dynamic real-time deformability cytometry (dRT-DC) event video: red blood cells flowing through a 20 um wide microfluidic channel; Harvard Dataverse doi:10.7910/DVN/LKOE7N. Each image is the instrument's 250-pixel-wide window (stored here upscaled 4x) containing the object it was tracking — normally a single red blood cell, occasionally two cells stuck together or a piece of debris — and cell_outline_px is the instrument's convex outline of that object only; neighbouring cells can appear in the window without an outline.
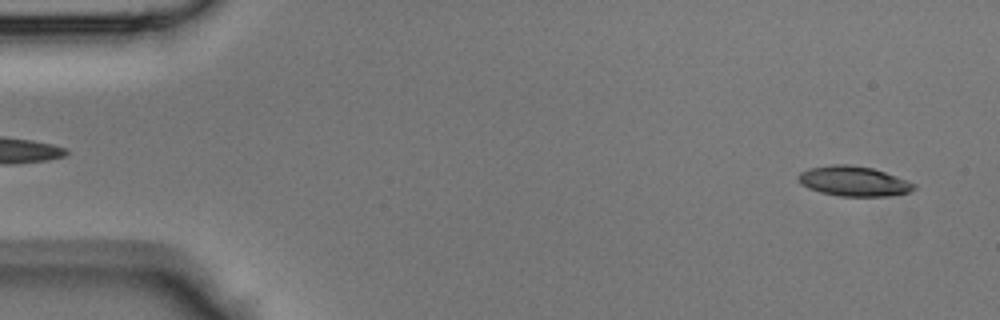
{"species": "Egyptian fruit bat (a non-hibernating species)", "species_latin": "Rousettus aegyptiacus", "temperature_condition": "room temperature", "stored_images_in_passage": 44, "camera_frame_rate_fps": 3000, "um_per_image_px": 0.085, "animal": {"sex": "male"}, "frame": {"image": 1, "passage_image": 2, "time_ms": 0.333, "image_size_px": [1000, 320], "cell_outline_px": [[916, 188], [908, 192], [888, 196], [840, 196], [820, 192], [808, 188], [800, 184], [796, 180], [796, 176], [800, 172], [808, 168], [832, 164], [848, 164], [872, 168], [884, 172], [916, 184]], "centroid_in_image_um": [72.49, 15.4], "position_along_channel_um": 12.5, "area_um2": 20.23}}
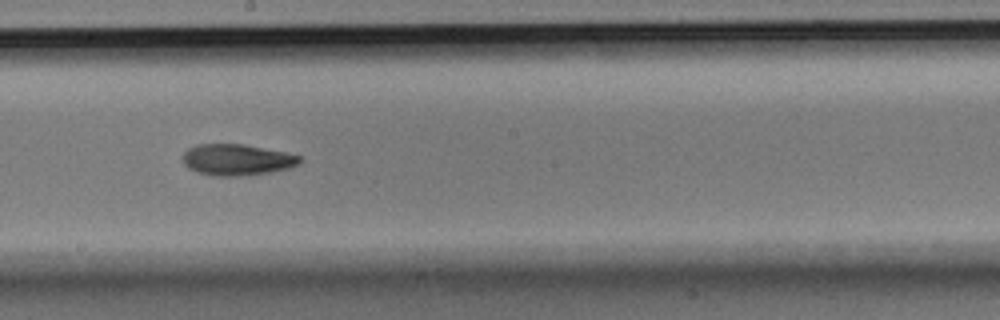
{"frame": {"image": 2, "passage_image": 24, "time_ms": 7.667, "image_size_px": [1000, 320], "cell_outline_px": [[300, 164], [288, 168], [268, 172], [240, 176], [216, 176], [196, 172], [188, 168], [184, 164], [184, 152], [188, 148], [196, 144], [244, 144], [288, 152], [300, 156]], "centroid_in_image_um": [20.14, 13.57], "position_along_channel_um": 228.1, "area_um2": 21.33}}
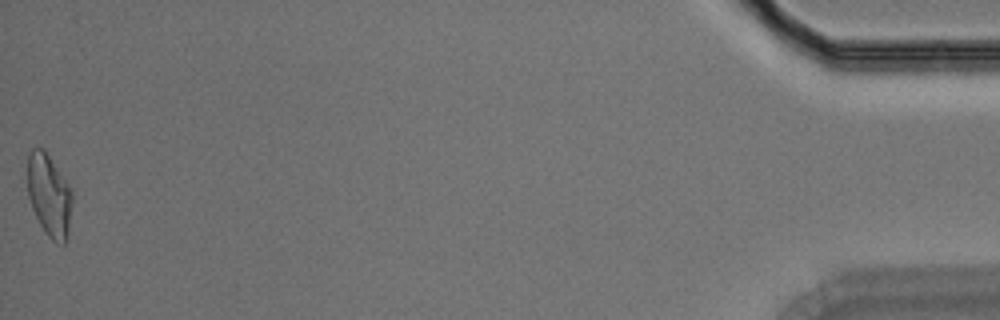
{"frame": {"image": 3, "passage_image": 44, "time_ms": 14.333, "image_size_px": [1000, 320], "cell_outline_px": [[72, 204], [68, 228], [64, 244], [56, 244], [44, 232], [32, 208], [28, 196], [28, 156], [32, 148], [44, 148], [72, 188]], "centroid_in_image_um": [4.18, 16.58], "position_along_channel_um": 431.0, "area_um2": 21.5}}